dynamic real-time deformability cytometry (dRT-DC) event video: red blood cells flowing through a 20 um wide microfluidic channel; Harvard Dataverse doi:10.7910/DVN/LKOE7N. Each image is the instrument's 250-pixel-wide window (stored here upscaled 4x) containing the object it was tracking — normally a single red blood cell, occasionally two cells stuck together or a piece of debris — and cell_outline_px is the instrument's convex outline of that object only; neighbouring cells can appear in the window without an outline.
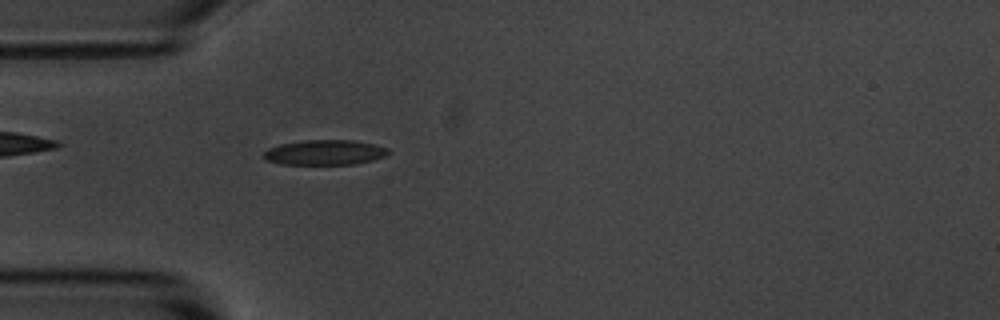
{"species": "common noctule bat (a hibernating species)", "species_latin": "Nyctalus noctula", "temperature_condition": "room temperature", "stored_images_in_passage": 3, "camera_frame_rate_fps": 3000, "um_per_image_px": 0.085, "animal": {"sex": "male", "body_mass_g": 20.1, "forearm_length_mm": 53.5}, "frame": {"image": 1, "passage_image": 3, "time_ms": 2.333, "image_size_px": [1000, 320], "cell_outline_px": [[388, 152], [384, 156], [372, 160], [356, 164], [280, 164], [264, 160], [264, 152], [268, 148], [280, 144], [304, 140], [352, 140], [372, 144], [388, 148]], "centroid_in_image_um": [27.56, 12.96], "position_along_channel_um": 57.4, "area_um2": 18.09}}